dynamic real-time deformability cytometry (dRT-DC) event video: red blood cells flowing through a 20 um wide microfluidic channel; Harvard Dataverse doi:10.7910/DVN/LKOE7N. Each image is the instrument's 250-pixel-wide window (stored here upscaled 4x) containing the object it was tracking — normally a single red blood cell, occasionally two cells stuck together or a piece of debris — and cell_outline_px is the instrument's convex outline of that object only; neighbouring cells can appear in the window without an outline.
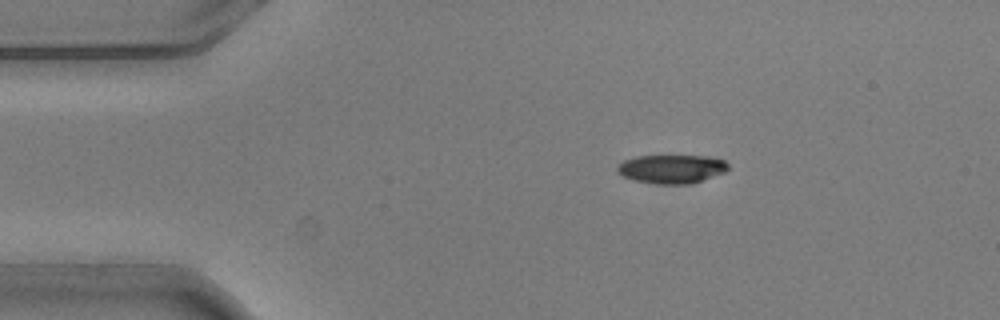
{"species": "common noctule bat (a hibernating species)", "species_latin": "Nyctalus noctula", "temperature_condition": "warm", "stored_images_in_passage": 4, "camera_frame_rate_fps": 3000, "um_per_image_px": 0.085, "animal": {"sex": "male", "body_mass_g": 20.5, "forearm_length_mm": 52.5}, "frame": {"image": 1, "passage_image": 1, "time_ms": 0.0, "image_size_px": [1000, 320], "cell_outline_px": [[728, 168], [724, 172], [692, 184], [656, 184], [632, 180], [616, 172], [616, 168], [624, 160], [636, 156], [708, 156], [724, 160], [728, 164]], "centroid_in_image_um": [57.07, 14.37], "position_along_channel_um": 27.9, "area_um2": 18.55}}